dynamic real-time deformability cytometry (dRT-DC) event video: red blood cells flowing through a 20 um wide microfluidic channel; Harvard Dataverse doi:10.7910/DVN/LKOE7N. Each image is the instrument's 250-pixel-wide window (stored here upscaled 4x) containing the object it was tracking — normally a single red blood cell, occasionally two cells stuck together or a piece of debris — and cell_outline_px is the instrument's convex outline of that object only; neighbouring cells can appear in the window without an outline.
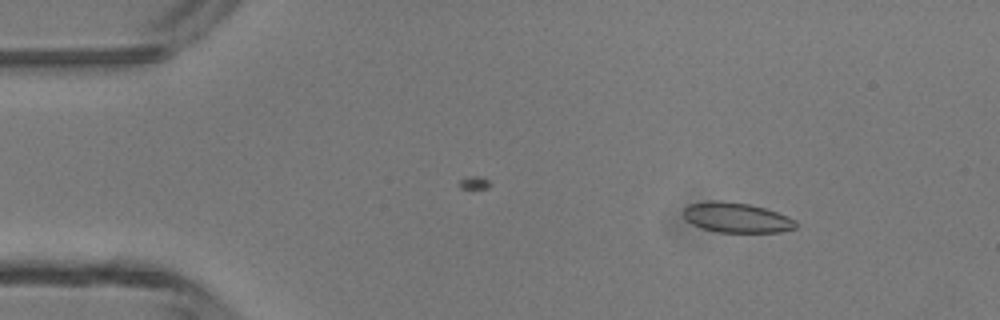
{"species": "common noctule bat (a hibernating species)", "species_latin": "Nyctalus noctula", "temperature_condition": "room temperature", "stored_images_in_passage": 3, "camera_frame_rate_fps": 3000, "um_per_image_px": 0.085, "animal": {"sex": "male", "body_mass_g": 13.3}, "frame": {"image": 1, "passage_image": 1, "time_ms": 0.0, "image_size_px": [1000, 320], "cell_outline_px": [[796, 228], [780, 232], [716, 232], [692, 224], [684, 216], [684, 208], [688, 204], [708, 200], [716, 200], [748, 204], [764, 208], [776, 212], [796, 220]], "centroid_in_image_um": [62.59, 18.49], "position_along_channel_um": 22.4, "area_um2": 19.48}}
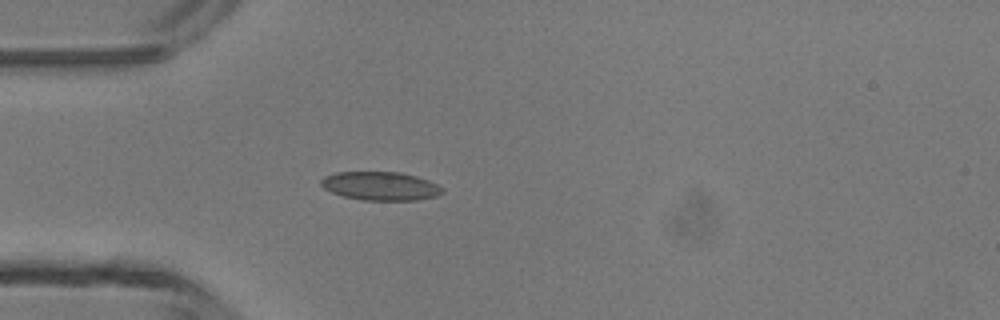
{"frame": {"image": 2, "passage_image": 3, "time_ms": 2.333, "image_size_px": [1000, 320], "cell_outline_px": [[444, 192], [436, 196], [416, 200], [364, 200], [344, 196], [332, 192], [324, 188], [320, 184], [320, 180], [324, 176], [336, 172], [400, 172], [416, 176], [428, 180], [444, 188]], "centroid_in_image_um": [32.34, 15.8], "position_along_channel_um": 52.7, "area_um2": 20.17}}